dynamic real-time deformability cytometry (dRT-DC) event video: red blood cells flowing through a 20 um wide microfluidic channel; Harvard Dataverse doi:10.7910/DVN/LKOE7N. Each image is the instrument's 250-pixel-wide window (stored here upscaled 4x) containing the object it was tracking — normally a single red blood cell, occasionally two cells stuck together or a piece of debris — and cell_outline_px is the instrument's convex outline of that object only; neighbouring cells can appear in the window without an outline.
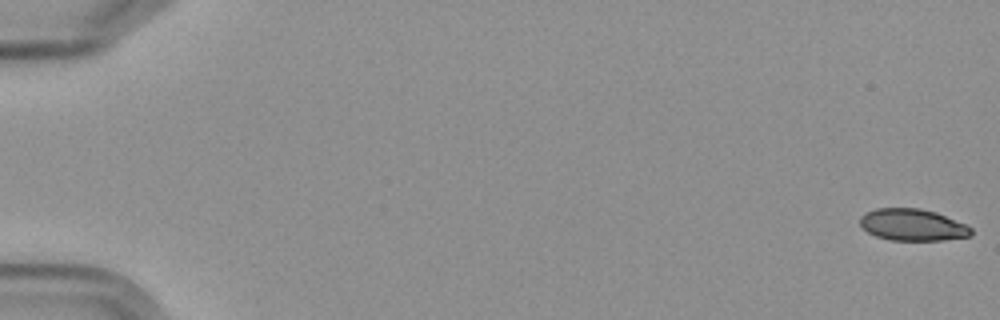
{"species": "Egyptian fruit bat (a non-hibernating species)", "species_latin": "Rousettus aegyptiacus", "temperature_condition": "cold", "stored_images_in_passage": 4, "camera_frame_rate_fps": 3000, "um_per_image_px": 0.085, "frame": {"image": 1, "passage_image": 1, "time_ms": 0.0, "image_size_px": [1000, 320], "cell_outline_px": [[972, 236], [944, 240], [892, 240], [876, 236], [868, 232], [860, 224], [860, 216], [876, 208], [920, 208], [936, 212], [964, 224], [972, 228]], "centroid_in_image_um": [77.58, 19.11], "position_along_channel_um": 7.4, "area_um2": 20.46}}